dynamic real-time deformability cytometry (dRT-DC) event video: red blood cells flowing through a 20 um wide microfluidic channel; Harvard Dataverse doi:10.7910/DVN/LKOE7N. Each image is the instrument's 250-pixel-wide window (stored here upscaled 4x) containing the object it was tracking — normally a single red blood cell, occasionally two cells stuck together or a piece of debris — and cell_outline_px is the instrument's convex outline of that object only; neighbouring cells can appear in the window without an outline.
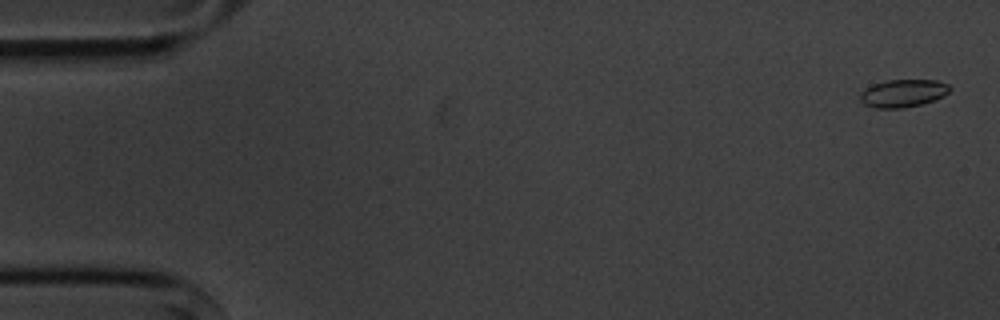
{"species": "common noctule bat (a hibernating species)", "species_latin": "Nyctalus noctula", "temperature_condition": "cold", "stored_images_in_passage": 5, "camera_frame_rate_fps": 3000, "um_per_image_px": 0.085, "animal": {"sex": "male", "body_mass_g": 20.1, "forearm_length_mm": 53.5}, "frame": {"image": 1, "passage_image": 1, "time_ms": 0.0, "image_size_px": [1000, 320], "cell_outline_px": [[952, 88], [944, 96], [920, 104], [904, 108], [872, 108], [864, 104], [860, 100], [860, 96], [872, 84], [888, 80], [936, 80], [948, 84]], "centroid_in_image_um": [76.77, 7.93], "position_along_channel_um": 8.2, "area_um2": 14.33}}
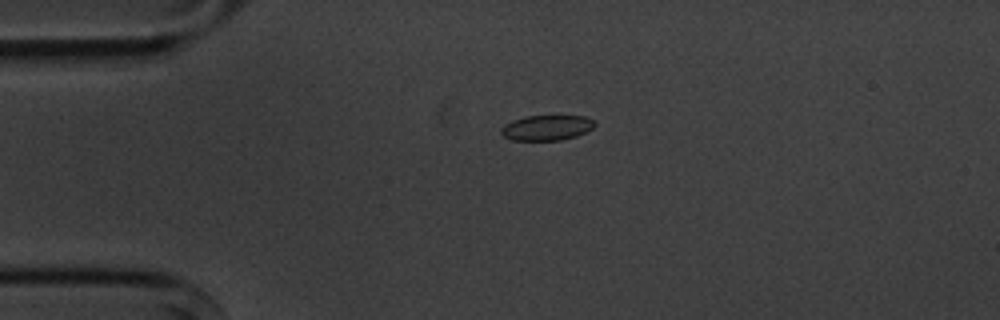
{"frame": {"image": 2, "passage_image": 4, "time_ms": 3.667, "image_size_px": [1000, 320], "cell_outline_px": [[596, 124], [592, 128], [576, 136], [560, 140], [512, 140], [504, 136], [500, 132], [500, 128], [504, 124], [512, 120], [524, 116], [584, 116], [592, 120]], "centroid_in_image_um": [46.42, 10.85], "position_along_channel_um": 38.6, "area_um2": 13.7}}